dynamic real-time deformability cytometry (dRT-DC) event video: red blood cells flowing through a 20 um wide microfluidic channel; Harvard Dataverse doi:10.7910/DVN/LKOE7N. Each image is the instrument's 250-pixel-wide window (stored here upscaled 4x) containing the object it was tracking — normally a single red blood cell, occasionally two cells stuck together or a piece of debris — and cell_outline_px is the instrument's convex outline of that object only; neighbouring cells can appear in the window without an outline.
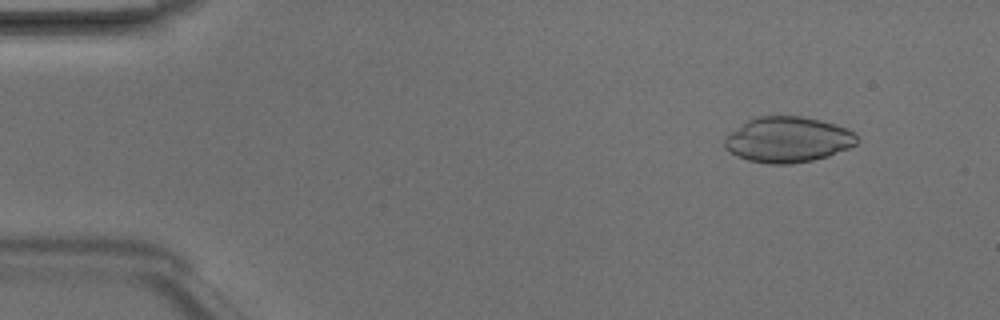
{"species": "Egyptian fruit bat (a non-hibernating species)", "species_latin": "Rousettus aegyptiacus", "temperature_condition": "room temperature", "stored_images_in_passage": 5, "camera_frame_rate_fps": 3000, "um_per_image_px": 0.085, "animal": {"sex": "male"}, "frame": {"image": 1, "passage_image": 2, "time_ms": 0.333, "image_size_px": [1000, 320], "cell_outline_px": [[860, 140], [856, 144], [848, 148], [828, 156], [812, 160], [792, 164], [768, 164], [748, 160], [736, 156], [728, 152], [724, 148], [724, 140], [732, 132], [748, 120], [756, 116], [804, 116], [836, 124], [848, 128]], "centroid_in_image_um": [66.98, 11.87], "position_along_channel_um": 18.0, "area_um2": 35.2}}